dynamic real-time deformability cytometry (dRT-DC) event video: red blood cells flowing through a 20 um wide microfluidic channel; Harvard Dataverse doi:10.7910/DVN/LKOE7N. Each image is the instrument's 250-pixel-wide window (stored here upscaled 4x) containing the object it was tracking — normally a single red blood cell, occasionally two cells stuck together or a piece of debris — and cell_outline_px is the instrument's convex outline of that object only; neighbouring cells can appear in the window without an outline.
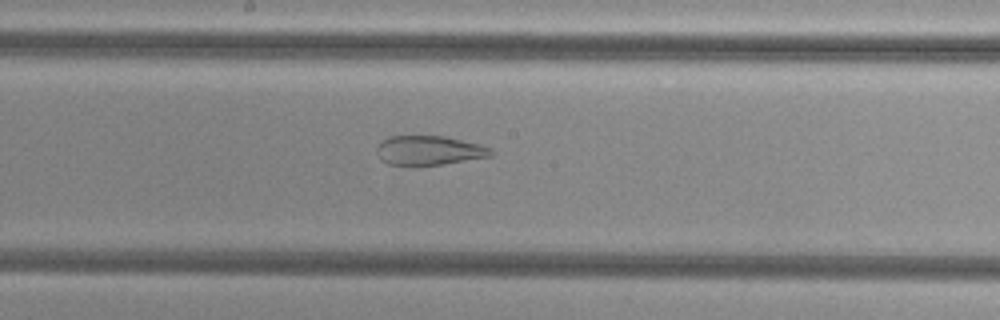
{"species": "common noctule bat (a hibernating species)", "species_latin": "Nyctalus noctula", "temperature_condition": "cold", "stored_images_in_passage": 55, "camera_frame_rate_fps": 3000, "um_per_image_px": 0.085, "animal": {"sex": "female", "body_mass_g": 29.2, "forearm_length_mm": 56.3}, "frame": {"image": 1, "passage_image": 30, "time_ms": 9.667, "image_size_px": [1000, 320], "cell_outline_px": [[496, 152], [492, 156], [416, 168], [388, 164], [376, 152], [376, 148], [388, 136], [444, 136], [480, 144], [492, 148]], "centroid_in_image_um": [36.5, 12.81], "position_along_channel_um": 211.7, "area_um2": 19.94}}
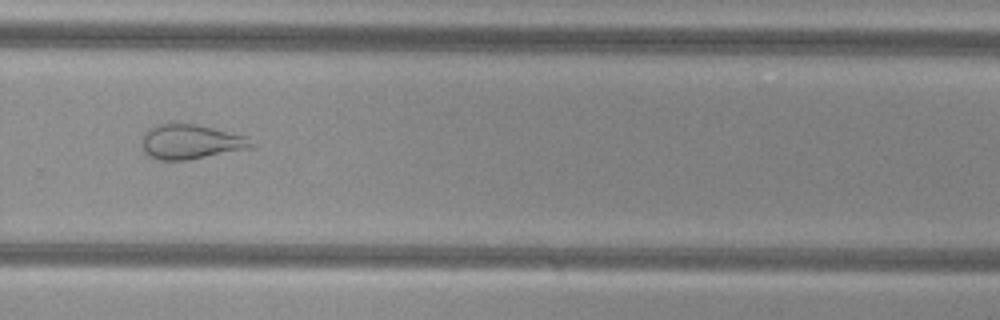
{"frame": {"image": 2, "passage_image": 38, "time_ms": 12.333, "image_size_px": [1000, 320], "cell_outline_px": [[256, 144], [252, 148], [188, 160], [160, 160], [148, 156], [144, 152], [140, 144], [144, 132], [148, 128], [156, 124], [196, 124], [244, 136]], "centroid_in_image_um": [16.16, 12.07], "position_along_channel_um": 313.6, "area_um2": 22.14}}
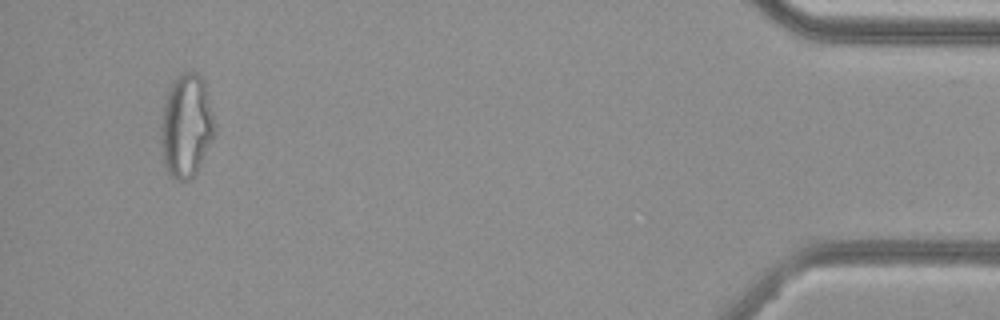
{"frame": {"image": 3, "passage_image": 52, "time_ms": 17.0, "image_size_px": [1000, 320], "cell_outline_px": [[216, 132], [196, 172], [188, 180], [176, 180], [168, 176], [164, 168], [160, 144], [160, 128], [164, 108], [168, 92], [172, 84], [180, 72], [196, 72], [204, 80], [216, 124]], "centroid_in_image_um": [15.83, 10.73], "position_along_channel_um": 419.4, "area_um2": 32.6}, "authors_computed_cell_mechanics": {"area_um2": 29.8826, "velocity_mm_per_s": 3.8348, "shape_relaxation_time_tau1_ms": null, "shape_relaxation_time_tau2_ms": 1.8613, "deformation_change_tau1": null, "deformation_change_tau2": 0.0994}}